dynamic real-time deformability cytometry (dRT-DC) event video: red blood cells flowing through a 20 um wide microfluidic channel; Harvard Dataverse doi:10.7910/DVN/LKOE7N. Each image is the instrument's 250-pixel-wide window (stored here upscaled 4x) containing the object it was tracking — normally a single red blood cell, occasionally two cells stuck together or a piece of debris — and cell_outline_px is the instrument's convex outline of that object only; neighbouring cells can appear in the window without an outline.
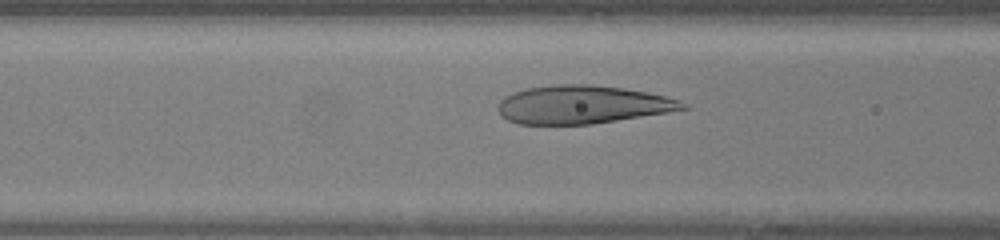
{"species": "human", "species_latin": "Homo sapiens", "temperature_condition": "warm", "stored_images_in_passage": 22, "camera_frame_rate_fps": 3000, "um_per_image_px": 0.085, "donor": {"sex": "female"}, "frame": {"image": 1, "passage_image": 6, "time_ms": 1.667, "image_size_px": [1000, 240], "cell_outline_px": [[688, 108], [668, 112], [592, 124], [520, 124], [508, 120], [500, 116], [496, 108], [496, 104], [504, 96], [512, 92], [528, 88], [556, 84], [592, 84], [624, 88], [664, 96], [688, 104]], "centroid_in_image_um": [49.43, 8.89], "position_along_channel_um": 117.2, "area_um2": 41.15}}
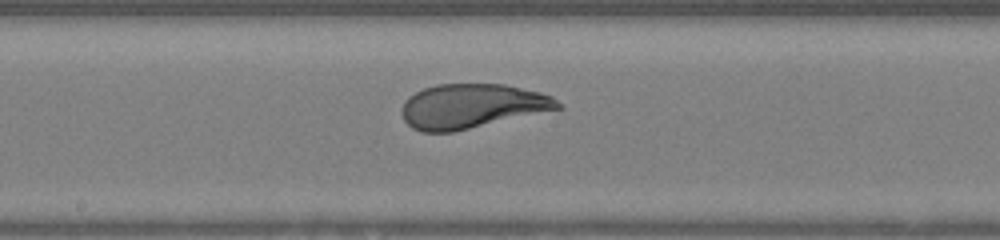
{"frame": {"image": 2, "passage_image": 12, "time_ms": 3.667, "image_size_px": [1000, 240], "cell_outline_px": [[564, 108], [452, 132], [420, 132], [412, 128], [404, 120], [400, 112], [400, 108], [404, 100], [408, 96], [424, 88], [436, 84], [504, 84], [540, 92], [552, 96]], "centroid_in_image_um": [40.07, 9.02], "position_along_channel_um": 208.1, "area_um2": 40.58}}
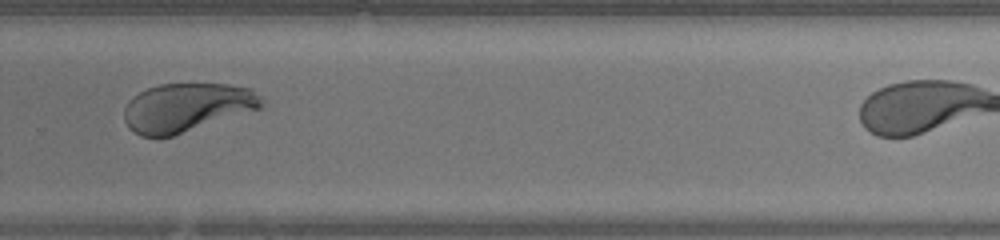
{"frame": {"image": 3, "passage_image": 19, "time_ms": 6.0, "image_size_px": [1000, 240], "cell_outline_px": [[268, 104], [260, 108], [172, 136], [140, 136], [132, 132], [128, 128], [124, 120], [124, 108], [128, 100], [132, 96], [148, 88], [160, 84], [228, 84], [252, 88], [264, 96]], "centroid_in_image_um": [15.91, 9.12], "position_along_channel_um": 313.9, "area_um2": 39.25}}